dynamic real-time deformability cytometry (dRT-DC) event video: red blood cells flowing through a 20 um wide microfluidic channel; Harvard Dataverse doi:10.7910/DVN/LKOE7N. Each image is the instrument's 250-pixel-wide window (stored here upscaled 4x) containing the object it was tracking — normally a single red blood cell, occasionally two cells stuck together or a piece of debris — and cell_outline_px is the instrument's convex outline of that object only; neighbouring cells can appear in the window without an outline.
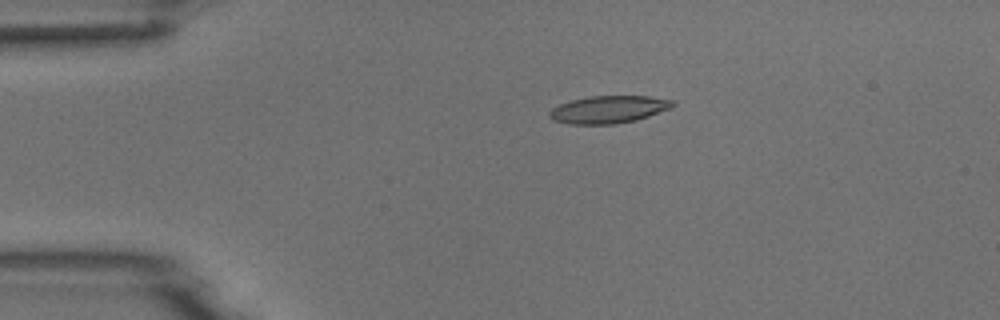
{"species": "common noctule bat (a hibernating species)", "species_latin": "Nyctalus noctula", "temperature_condition": "room temperature", "stored_images_in_passage": 6, "camera_frame_rate_fps": 3000, "um_per_image_px": 0.085, "animal": {"sex": "male", "body_mass_g": 18.8}, "frame": {"image": 1, "passage_image": 3, "time_ms": 3.333, "image_size_px": [1000, 320], "cell_outline_px": [[676, 104], [672, 108], [636, 120], [616, 124], [568, 124], [552, 120], [548, 116], [548, 112], [552, 108], [560, 104], [572, 100], [588, 96], [648, 96], [672, 100]], "centroid_in_image_um": [51.71, 9.31], "position_along_channel_um": 33.3, "area_um2": 19.83}}
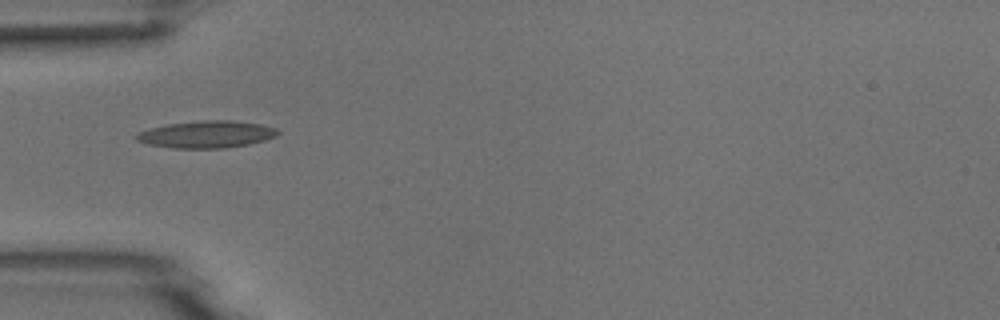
{"frame": {"image": 2, "passage_image": 4, "time_ms": 5.333, "image_size_px": [1000, 320], "cell_outline_px": [[280, 132], [276, 136], [264, 140], [248, 144], [224, 148], [172, 148], [148, 144], [136, 140], [136, 136], [140, 132], [152, 128], [168, 124], [200, 120], [228, 120], [260, 124], [276, 128]], "centroid_in_image_um": [17.58, 11.42], "position_along_channel_um": 67.4, "area_um2": 22.08}}